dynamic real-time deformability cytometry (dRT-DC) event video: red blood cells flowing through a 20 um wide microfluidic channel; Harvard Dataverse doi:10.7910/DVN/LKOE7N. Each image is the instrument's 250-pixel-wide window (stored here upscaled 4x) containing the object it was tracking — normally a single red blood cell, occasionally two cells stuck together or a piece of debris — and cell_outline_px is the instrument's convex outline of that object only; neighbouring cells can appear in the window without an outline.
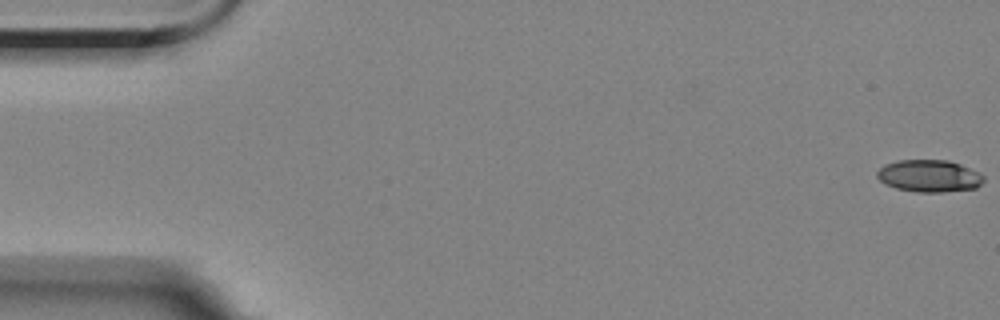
{"species": "Egyptian fruit bat (a non-hibernating species)", "species_latin": "Rousettus aegyptiacus", "temperature_condition": "room temperature", "stored_images_in_passage": 6, "camera_frame_rate_fps": 3000, "um_per_image_px": 0.085, "animal": {"sex": "female"}, "frame": {"image": 1, "passage_image": 1, "time_ms": 0.0, "image_size_px": [1000, 320], "cell_outline_px": [[984, 180], [976, 188], [940, 192], [916, 192], [896, 188], [884, 184], [876, 176], [876, 172], [884, 164], [896, 160], [948, 160], [960, 164], [984, 176]], "centroid_in_image_um": [78.93, 14.95], "position_along_channel_um": 6.1, "area_um2": 19.94}}
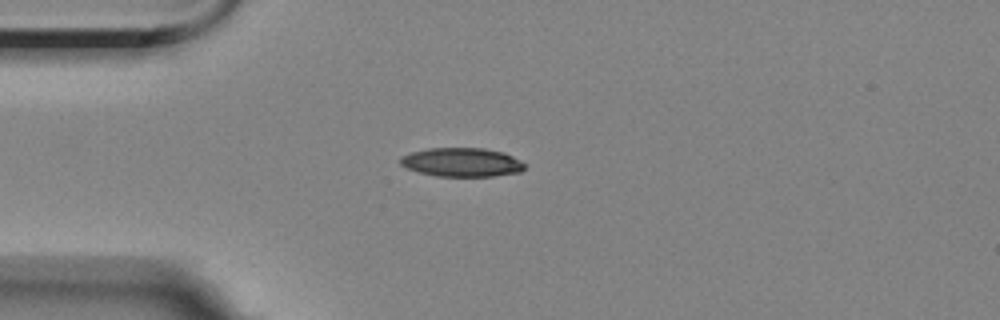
{"frame": {"image": 2, "passage_image": 5, "time_ms": 4.667, "image_size_px": [1000, 320], "cell_outline_px": [[528, 164], [520, 172], [492, 176], [436, 176], [420, 172], [408, 168], [400, 164], [400, 156], [412, 152], [428, 148], [484, 148], [504, 152]], "centroid_in_image_um": [39.28, 13.78], "position_along_channel_um": 45.7, "area_um2": 20.92}}
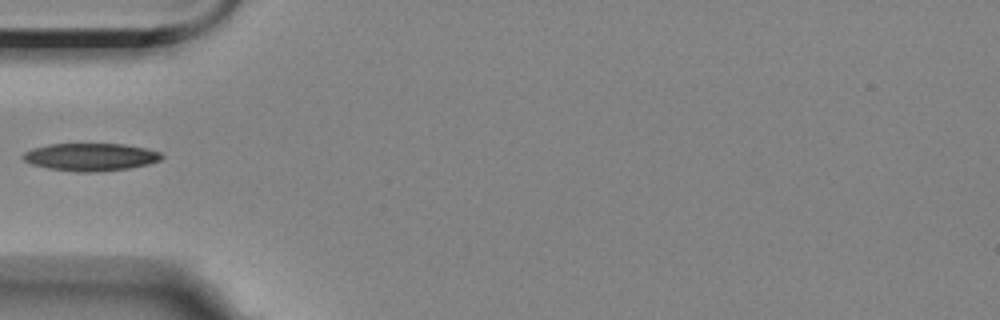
{"frame": {"image": 3, "passage_image": 6, "time_ms": 6.0, "image_size_px": [1000, 320], "cell_outline_px": [[164, 156], [160, 160], [148, 164], [128, 168], [96, 172], [76, 172], [48, 168], [32, 164], [24, 160], [20, 156], [24, 152], [32, 148], [48, 144], [124, 144], [144, 148], [160, 152]], "centroid_in_image_um": [7.67, 13.34], "position_along_channel_um": 77.3, "area_um2": 22.31}}